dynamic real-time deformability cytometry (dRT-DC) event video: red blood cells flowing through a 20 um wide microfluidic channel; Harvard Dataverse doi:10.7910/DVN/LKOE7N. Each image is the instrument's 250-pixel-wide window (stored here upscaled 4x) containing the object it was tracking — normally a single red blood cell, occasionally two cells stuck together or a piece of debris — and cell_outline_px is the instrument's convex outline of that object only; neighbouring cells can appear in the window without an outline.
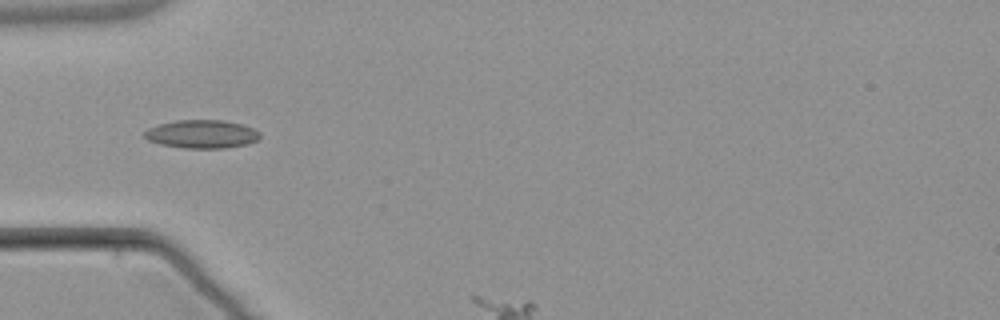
{"species": "common noctule bat (a hibernating species)", "species_latin": "Nyctalus noctula", "temperature_condition": "warm", "stored_images_in_passage": 6, "segment_of_instrument_passage": [1, 2], "camera_frame_rate_fps": 3000, "um_per_image_px": 0.085, "animal": {"sex": "male", "body_mass_g": 21.5, "forearm_length_mm": 52.0}, "frame": {"image": 1, "passage_image": 5, "time_ms": 5.0, "image_size_px": [1000, 320], "cell_outline_px": [[260, 140], [248, 144], [224, 148], [184, 148], [160, 144], [148, 140], [144, 136], [144, 132], [148, 128], [160, 124], [176, 120], [224, 120], [240, 124], [252, 128], [260, 132]], "centroid_in_image_um": [17.17, 11.4], "position_along_channel_um": 67.8, "area_um2": 19.07}}